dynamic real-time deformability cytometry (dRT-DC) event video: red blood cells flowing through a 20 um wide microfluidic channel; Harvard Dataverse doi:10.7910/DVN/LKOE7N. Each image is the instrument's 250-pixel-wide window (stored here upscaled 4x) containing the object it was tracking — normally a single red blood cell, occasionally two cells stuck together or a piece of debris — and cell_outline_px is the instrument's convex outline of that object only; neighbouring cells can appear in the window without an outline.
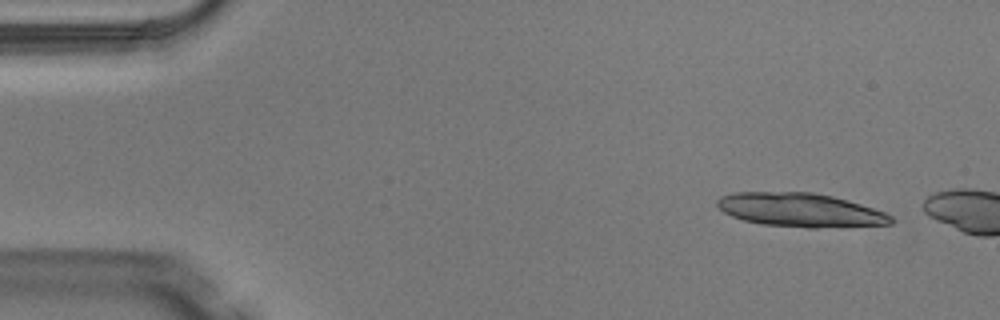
{"species": "Egyptian fruit bat (a non-hibernating species)", "species_latin": "Rousettus aegyptiacus", "temperature_condition": "warm", "stored_images_in_passage": 4, "camera_frame_rate_fps": 3000, "um_per_image_px": 0.085, "animal": {"sex": "male"}, "frame": {"image": 1, "passage_image": 1, "time_ms": 0.0, "image_size_px": [1000, 320], "cell_outline_px": [[896, 220], [892, 224], [816, 228], [808, 228], [764, 224], [744, 220], [732, 216], [724, 212], [716, 204], [716, 200], [720, 196], [732, 192], [812, 192], [832, 196], [848, 200], [884, 212], [892, 216]], "centroid_in_image_um": [68.03, 17.85], "position_along_channel_um": 17.0, "area_um2": 34.22}}